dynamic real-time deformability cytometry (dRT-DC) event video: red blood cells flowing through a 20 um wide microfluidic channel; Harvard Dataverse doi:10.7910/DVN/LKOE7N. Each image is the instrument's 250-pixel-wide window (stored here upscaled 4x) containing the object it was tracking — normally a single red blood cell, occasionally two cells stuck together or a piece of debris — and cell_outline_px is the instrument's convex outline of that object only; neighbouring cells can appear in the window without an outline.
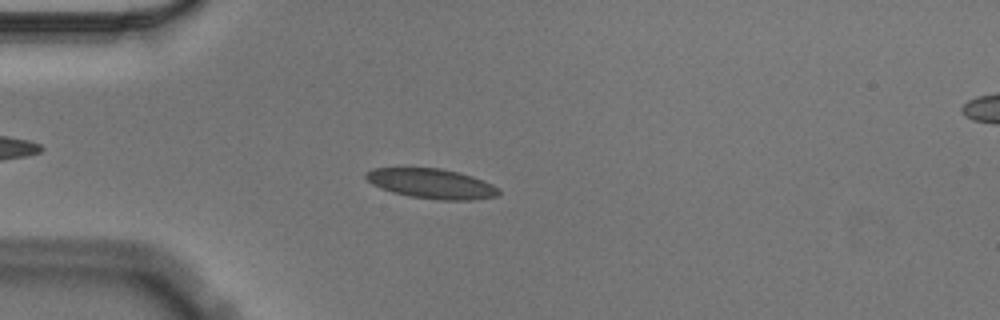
{"species": "Egyptian fruit bat (a non-hibernating species)", "species_latin": "Rousettus aegyptiacus", "temperature_condition": "cold", "stored_images_in_passage": 56, "camera_frame_rate_fps": 3000, "um_per_image_px": 0.085, "animal": {"sex": "male"}, "frame": {"image": 1, "passage_image": 15, "time_ms": 4.667, "image_size_px": [1000, 320], "cell_outline_px": [[500, 192], [496, 196], [472, 200], [436, 200], [408, 196], [392, 192], [380, 188], [372, 184], [364, 176], [364, 172], [372, 168], [440, 168], [472, 176], [484, 180], [500, 188]], "centroid_in_image_um": [36.67, 15.61], "position_along_channel_um": 48.3, "area_um2": 23.24}}
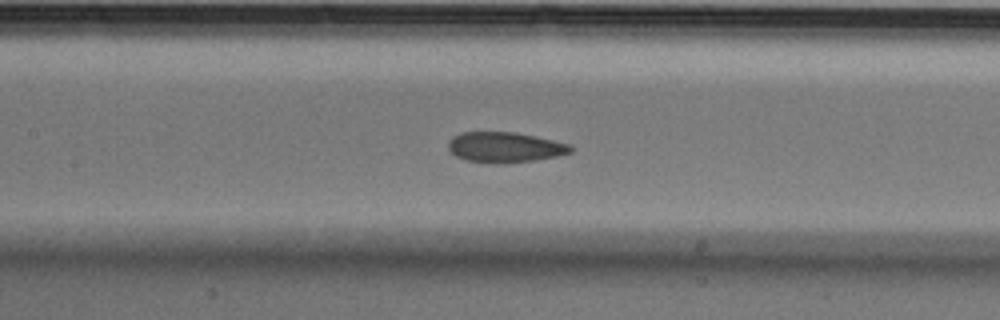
{"frame": {"image": 2, "passage_image": 26, "time_ms": 8.333, "image_size_px": [1000, 320], "cell_outline_px": [[572, 152], [556, 156], [536, 160], [496, 164], [492, 164], [464, 160], [456, 156], [448, 148], [448, 140], [452, 136], [460, 132], [516, 132], [536, 136], [572, 144]], "centroid_in_image_um": [42.9, 12.51], "position_along_channel_um": 164.5, "area_um2": 21.96}}
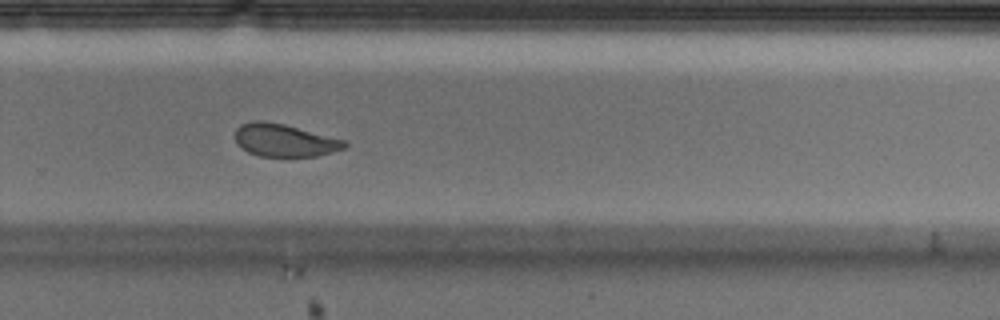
{"frame": {"image": 3, "passage_image": 38, "time_ms": 12.333, "image_size_px": [1000, 320], "cell_outline_px": [[348, 144], [344, 148], [332, 152], [316, 156], [260, 156], [248, 152], [240, 148], [236, 144], [236, 128], [240, 124], [252, 120], [264, 120], [284, 124], [344, 140]], "centroid_in_image_um": [24.13, 11.92], "position_along_channel_um": 305.7, "area_um2": 20.81}, "authors_computed_cell_mechanics": {"area_um2": 22.4842, "velocity_mm_per_s": 3.543, "shape_relaxation_time_tau1_ms": 5.4634, "shape_relaxation_time_tau2_ms": 1.7827, "deformation_change_tau1": 0.1277, "deformation_change_tau2": 0.0567}}